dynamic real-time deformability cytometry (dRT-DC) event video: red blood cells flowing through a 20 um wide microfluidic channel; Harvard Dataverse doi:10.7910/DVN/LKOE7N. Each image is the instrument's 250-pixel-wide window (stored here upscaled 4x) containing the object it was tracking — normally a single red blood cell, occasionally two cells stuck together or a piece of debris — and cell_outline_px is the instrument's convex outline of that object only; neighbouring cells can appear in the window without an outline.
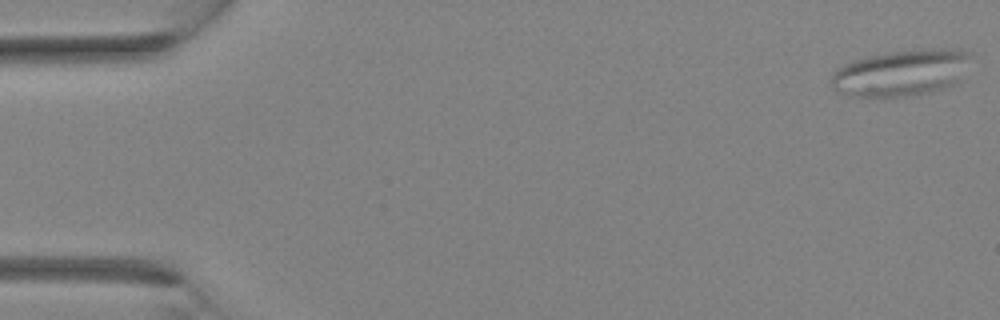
{"species": "Egyptian fruit bat (a non-hibernating species)", "species_latin": "Rousettus aegyptiacus", "temperature_condition": "room temperature", "stored_images_in_passage": 4, "camera_frame_rate_fps": 3000, "um_per_image_px": 0.085, "animal": {"sex": "female"}, "frame": {"image": 1, "passage_image": 1, "time_ms": 0.0, "image_size_px": [1000, 320], "cell_outline_px": [[972, 56], [960, 84], [928, 92], [904, 96], [852, 96], [836, 92], [832, 88], [828, 80], [832, 72], [836, 68], [852, 60], [868, 56], [892, 52], [920, 48], [940, 48], [968, 52]], "centroid_in_image_um": [76.59, 6.19], "position_along_channel_um": 8.4, "area_um2": 38.26}}